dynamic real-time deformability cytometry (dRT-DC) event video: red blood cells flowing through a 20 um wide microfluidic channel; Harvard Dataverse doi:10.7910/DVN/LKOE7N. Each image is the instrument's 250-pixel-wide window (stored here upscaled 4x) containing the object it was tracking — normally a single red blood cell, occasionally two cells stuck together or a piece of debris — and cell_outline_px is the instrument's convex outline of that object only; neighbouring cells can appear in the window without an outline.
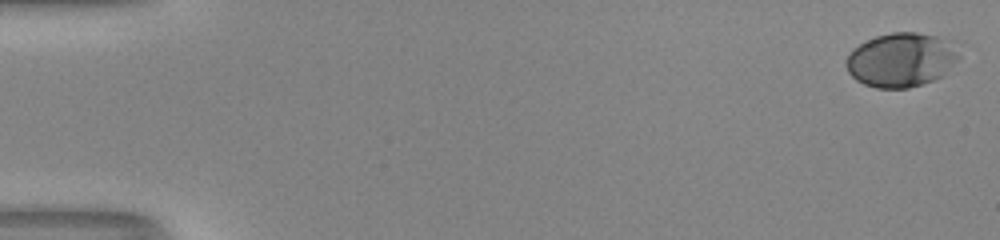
{"species": "human", "species_latin": "Homo sapiens", "temperature_condition": "room temperature", "stored_images_in_passage": 53, "camera_frame_rate_fps": 3000, "um_per_image_px": 0.085, "donor": {"sex": "male"}, "frame": {"image": 1, "passage_image": 1, "time_ms": 0.0, "image_size_px": [1000, 240], "cell_outline_px": [[960, 60], [940, 76], [932, 80], [908, 88], [876, 88], [864, 84], [856, 80], [848, 72], [844, 60], [852, 48], [876, 36], [892, 32], [916, 32], [936, 36], [960, 56]], "centroid_in_image_um": [76.5, 5.1], "position_along_channel_um": 8.5, "area_um2": 34.97}}
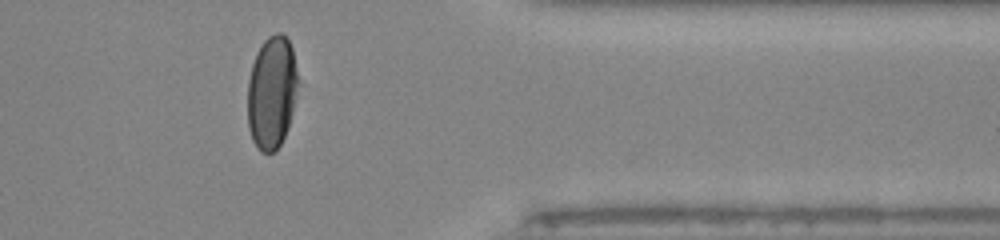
{"frame": {"image": 2, "passage_image": 44, "time_ms": 14.333, "image_size_px": [1000, 240], "cell_outline_px": [[300, 80], [288, 128], [276, 152], [260, 152], [252, 140], [248, 128], [248, 80], [252, 64], [256, 52], [264, 40], [268, 36], [276, 32], [280, 32], [288, 40], [292, 48]], "centroid_in_image_um": [23.11, 7.84], "position_along_channel_um": 388.3, "area_um2": 33.58}}
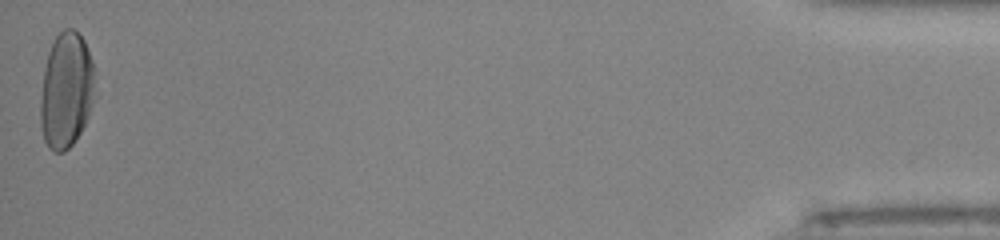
{"frame": {"image": 3, "passage_image": 53, "time_ms": 17.333, "image_size_px": [1000, 240], "cell_outline_px": [[92, 104], [88, 116], [80, 132], [72, 144], [64, 152], [56, 152], [48, 148], [44, 140], [40, 124], [40, 100], [44, 68], [48, 52], [56, 36], [64, 28], [72, 28], [84, 40], [92, 60]], "centroid_in_image_um": [5.58, 7.69], "position_along_channel_um": 429.6, "area_um2": 36.3}, "authors_computed_cell_mechanics": {"area_um2": 35.7782, "velocity_mm_per_s": 4.0438, "shape_relaxation_time_tau1_ms": 3.8764, "shape_relaxation_time_tau2_ms": null, "deformation_change_tau1": 0.1906, "deformation_change_tau2": null}}